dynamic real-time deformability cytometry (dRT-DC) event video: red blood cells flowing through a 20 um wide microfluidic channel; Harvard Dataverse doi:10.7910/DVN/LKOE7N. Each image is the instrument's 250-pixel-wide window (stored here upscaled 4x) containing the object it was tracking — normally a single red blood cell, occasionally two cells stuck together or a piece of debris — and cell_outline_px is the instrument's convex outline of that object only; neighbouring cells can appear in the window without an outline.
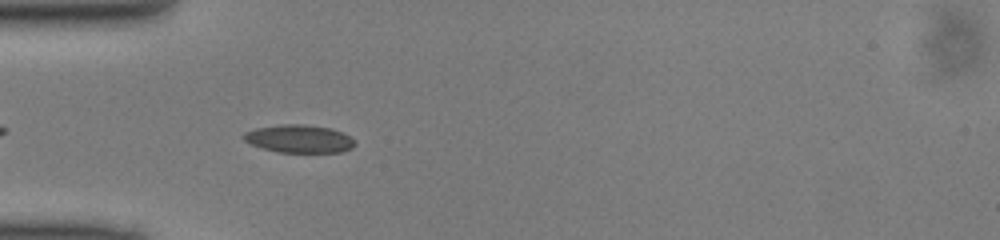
{"species": "common noctule bat (a hibernating species)", "species_latin": "Nyctalus noctula", "temperature_condition": "cold", "stored_images_in_passage": 31, "camera_frame_rate_fps": 3000, "um_per_image_px": 0.085, "animal": {"sex": "male", "body_mass_g": 13.0, "forearm_length_mm": 53.1}, "frame": {"image": 1, "passage_image": 4, "time_ms": 1.0, "image_size_px": [1000, 240], "cell_outline_px": [[356, 144], [352, 148], [340, 152], [276, 152], [252, 144], [244, 140], [240, 136], [244, 132], [256, 128], [284, 124], [304, 124], [332, 128], [344, 132], [356, 140]], "centroid_in_image_um": [25.46, 11.79], "position_along_channel_um": 59.5, "area_um2": 18.26}}
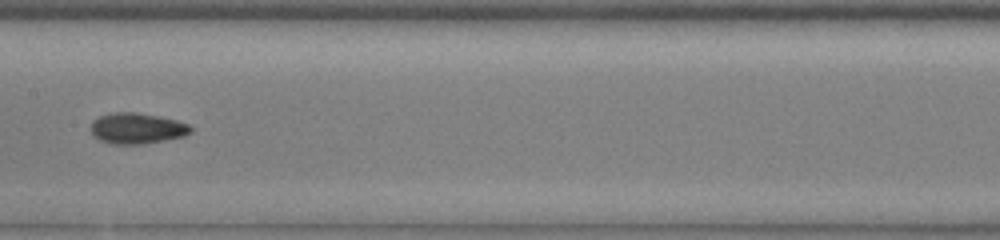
{"frame": {"image": 2, "passage_image": 14, "time_ms": 4.333, "image_size_px": [1000, 240], "cell_outline_px": [[192, 132], [184, 136], [144, 144], [112, 144], [100, 140], [92, 136], [92, 120], [100, 116], [112, 112], [136, 112], [160, 116], [176, 120], [188, 124], [192, 128]], "centroid_in_image_um": [11.64, 10.91], "position_along_channel_um": 195.8, "area_um2": 18.03}}
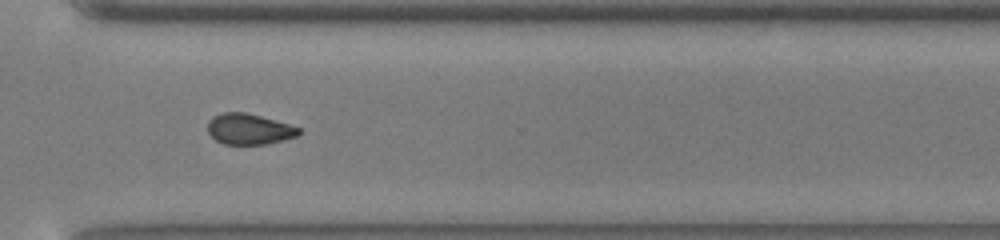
{"frame": {"image": 3, "passage_image": 25, "time_ms": 8.0, "image_size_px": [1000, 240], "cell_outline_px": [[304, 132], [296, 136], [284, 140], [264, 144], [224, 144], [216, 140], [208, 132], [208, 120], [212, 116], [224, 112], [244, 112], [260, 116], [288, 124], [300, 128]], "centroid_in_image_um": [21.17, 10.97], "position_along_channel_um": 349.4, "area_um2": 16.3}}